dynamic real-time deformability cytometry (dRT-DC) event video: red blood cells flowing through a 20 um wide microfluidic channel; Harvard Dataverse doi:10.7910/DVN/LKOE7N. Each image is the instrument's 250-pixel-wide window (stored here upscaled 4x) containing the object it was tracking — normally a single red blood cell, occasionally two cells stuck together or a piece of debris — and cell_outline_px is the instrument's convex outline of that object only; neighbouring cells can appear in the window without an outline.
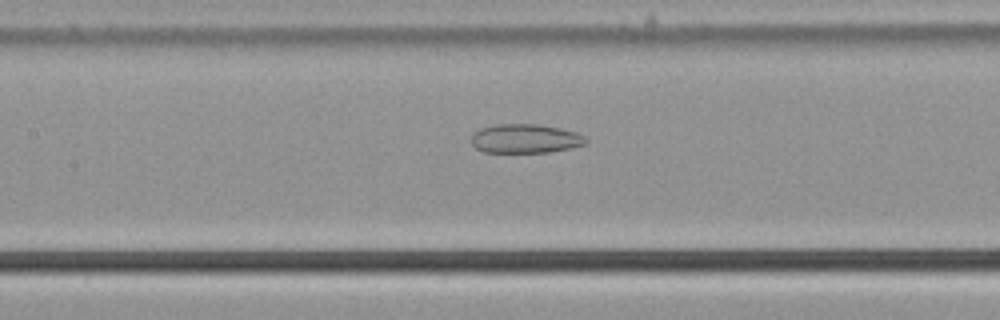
{"species": "common noctule bat (a hibernating species)", "species_latin": "Nyctalus noctula", "temperature_condition": "cold", "stored_images_in_passage": 31, "camera_frame_rate_fps": 3000, "um_per_image_px": 0.085, "animal": {"sex": "male", "body_mass_g": 21.5, "forearm_length_mm": 52.0}, "frame": {"image": 1, "passage_image": 9, "time_ms": 2.667, "image_size_px": [1000, 320], "cell_outline_px": [[588, 144], [548, 152], [484, 152], [476, 148], [472, 144], [472, 132], [480, 128], [496, 124], [540, 124], [560, 128], [576, 132], [584, 136], [588, 140]], "centroid_in_image_um": [44.65, 11.77], "position_along_channel_um": 162.8, "area_um2": 19.48}}
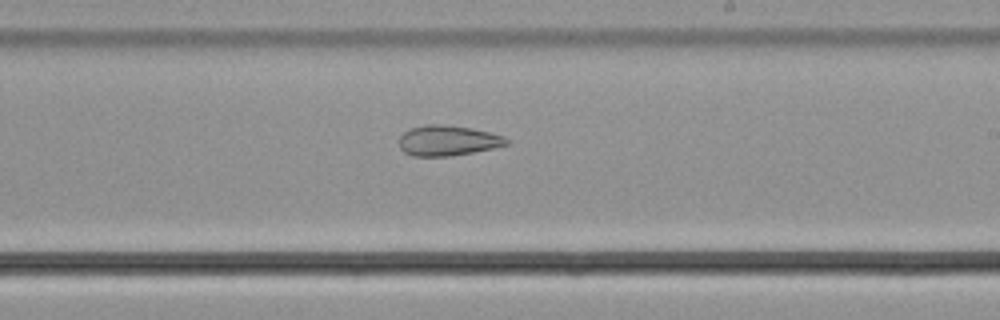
{"frame": {"image": 2, "passage_image": 16, "time_ms": 5.0, "image_size_px": [1000, 320], "cell_outline_px": [[508, 144], [492, 148], [452, 156], [412, 156], [404, 152], [400, 148], [400, 136], [404, 132], [412, 128], [424, 124], [440, 124], [472, 128], [492, 132], [504, 136], [508, 140]], "centroid_in_image_um": [38.06, 11.94], "position_along_channel_um": 250.9, "area_um2": 18.96}}
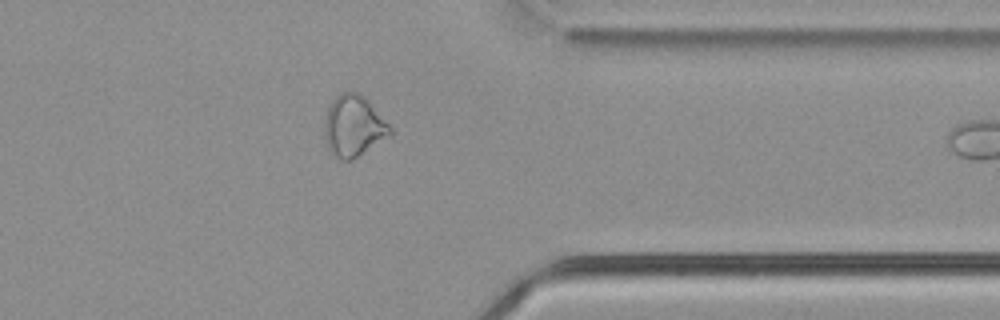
{"frame": {"image": 3, "passage_image": 27, "time_ms": 8.667, "image_size_px": [1000, 320], "cell_outline_px": [[392, 136], [356, 156], [348, 160], [340, 160], [328, 148], [324, 136], [324, 120], [328, 108], [332, 100], [340, 92], [352, 88], [360, 92], [368, 100], [392, 128]], "centroid_in_image_um": [30.05, 10.65], "position_along_channel_um": 381.3, "area_um2": 23.64}, "authors_computed_cell_mechanics": {"area_um2": 19.8254, "velocity_mm_per_s": 3.7858, "shape_relaxation_time_tau1_ms": null, "shape_relaxation_time_tau2_ms": 7.4623, "deformation_change_tau1": null, "deformation_change_tau2": 0.1781}}